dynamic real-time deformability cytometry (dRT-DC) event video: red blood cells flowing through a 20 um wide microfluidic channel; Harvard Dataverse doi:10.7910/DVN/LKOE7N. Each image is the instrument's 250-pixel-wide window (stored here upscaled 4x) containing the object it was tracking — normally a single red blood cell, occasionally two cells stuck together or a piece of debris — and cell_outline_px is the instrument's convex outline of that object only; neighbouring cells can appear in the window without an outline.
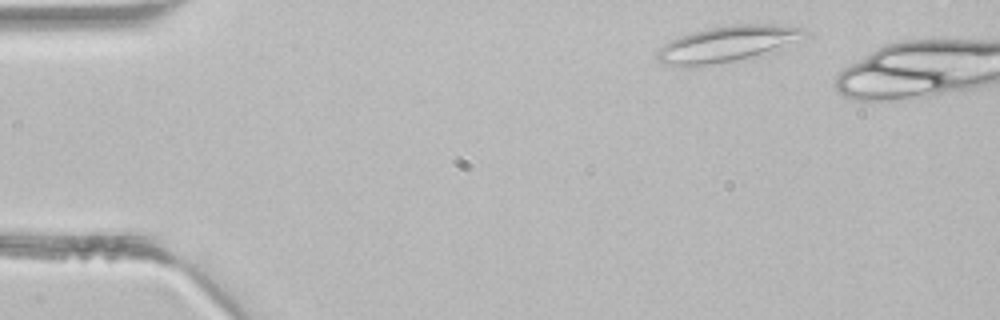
{"species": "common noctule bat (a hibernating species)", "species_latin": "Nyctalus noctula", "temperature_condition": "room temperature", "stored_images_in_passage": 3, "camera_frame_rate_fps": 3000, "um_per_image_px": 0.085, "animal": {"sex": "male", "body_mass_g": 21.5, "forearm_length_mm": 52.0}, "frame": {"image": 1, "passage_image": 1, "time_ms": 0.0, "image_size_px": [1000, 320], "cell_outline_px": [[808, 32], [804, 36], [772, 48], [736, 60], [708, 64], [664, 64], [656, 60], [656, 52], [668, 40], [692, 32], [708, 28], [732, 24], [772, 24], [804, 28]], "centroid_in_image_um": [61.7, 3.68], "position_along_channel_um": 23.3, "area_um2": 29.19}}